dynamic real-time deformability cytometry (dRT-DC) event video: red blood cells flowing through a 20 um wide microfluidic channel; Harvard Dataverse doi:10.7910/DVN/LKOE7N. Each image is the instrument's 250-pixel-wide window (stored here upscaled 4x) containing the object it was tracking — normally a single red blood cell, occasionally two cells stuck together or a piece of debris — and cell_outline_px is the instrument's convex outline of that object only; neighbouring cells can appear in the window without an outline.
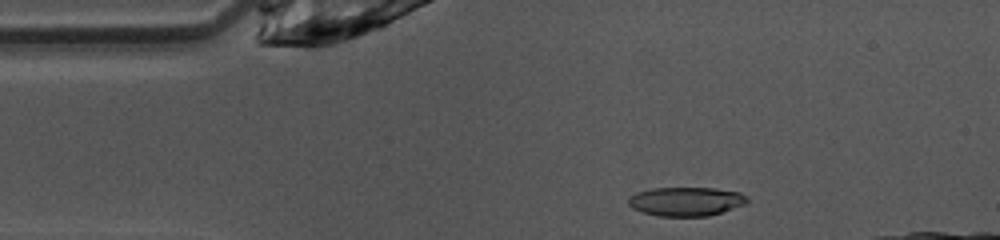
{"species": "common noctule bat (a hibernating species)", "species_latin": "Nyctalus noctula", "temperature_condition": "warm", "stored_images_in_passage": 41, "camera_frame_rate_fps": 3000, "um_per_image_px": 0.085, "animal": {"sex": "female", "body_mass_g": 10.0, "forearm_length_mm": 53.1}, "frame": {"image": 1, "passage_image": 7, "time_ms": 2.0, "image_size_px": [1000, 240], "cell_outline_px": [[748, 200], [744, 204], [708, 216], [660, 216], [644, 212], [632, 208], [628, 204], [628, 196], [636, 192], [652, 188], [716, 188], [740, 192], [748, 196]], "centroid_in_image_um": [58.29, 17.11], "position_along_channel_um": 26.7, "area_um2": 20.0}}
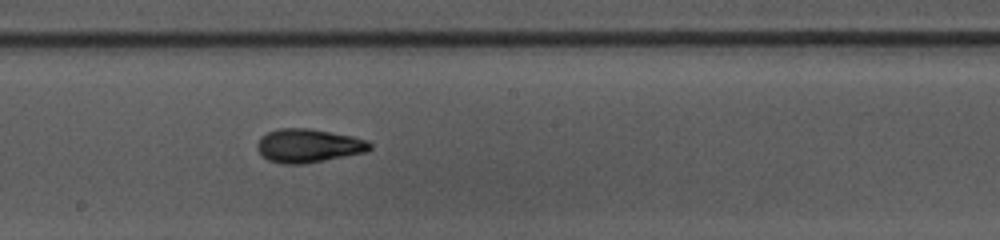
{"frame": {"image": 2, "passage_image": 24, "time_ms": 7.667, "image_size_px": [1000, 240], "cell_outline_px": [[372, 148], [364, 152], [304, 164], [280, 164], [268, 160], [256, 148], [256, 144], [260, 136], [268, 132], [280, 128], [308, 128], [352, 136], [368, 140], [372, 144]], "centroid_in_image_um": [26.19, 12.38], "position_along_channel_um": 222.0, "area_um2": 22.02}}
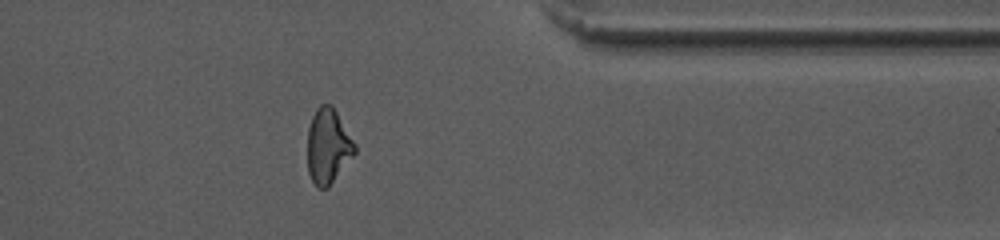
{"frame": {"image": 3, "passage_image": 37, "time_ms": 12.0, "image_size_px": [1000, 240], "cell_outline_px": [[356, 152], [328, 188], [316, 188], [308, 172], [308, 128], [312, 116], [316, 108], [320, 104], [332, 104], [356, 144]], "centroid_in_image_um": [27.88, 12.42], "position_along_channel_um": 383.5, "area_um2": 20.75}, "authors_computed_cell_mechanics": {"area_um2": 20.9236, "velocity_mm_per_s": 4.1036, "shape_relaxation_time_tau1_ms": 3.8032, "shape_relaxation_time_tau2_ms": 2.5524, "deformation_change_tau1": 0.1832, "deformation_change_tau2": 0.0875}}